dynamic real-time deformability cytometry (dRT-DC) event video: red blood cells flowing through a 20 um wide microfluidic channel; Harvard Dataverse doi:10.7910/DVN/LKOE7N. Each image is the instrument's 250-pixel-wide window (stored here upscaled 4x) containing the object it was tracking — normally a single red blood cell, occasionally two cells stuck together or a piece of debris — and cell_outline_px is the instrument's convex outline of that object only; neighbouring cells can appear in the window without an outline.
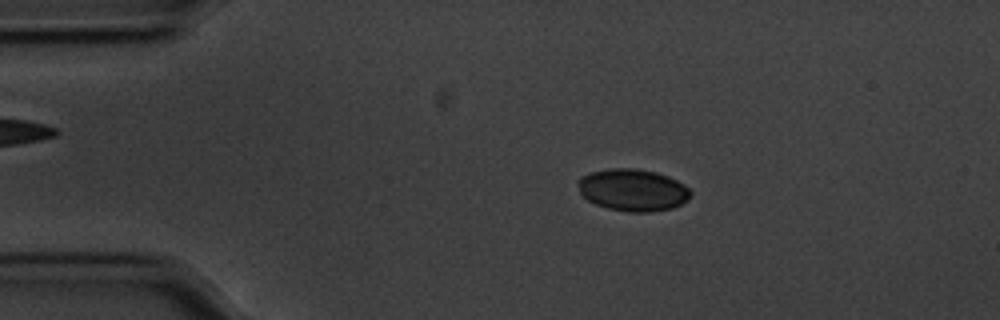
{"species": "common noctule bat (a hibernating species)", "species_latin": "Nyctalus noctula", "temperature_condition": "cold", "stored_images_in_passage": 56, "camera_frame_rate_fps": 3000, "um_per_image_px": 0.085, "animal": {"sex": "male", "body_mass_g": 20.1, "forearm_length_mm": 53.5}, "frame": {"image": 1, "passage_image": 10, "time_ms": 3.0, "image_size_px": [1000, 320], "cell_outline_px": [[692, 196], [688, 200], [672, 208], [648, 212], [628, 212], [608, 208], [596, 204], [588, 200], [580, 192], [576, 184], [576, 180], [580, 176], [592, 172], [612, 168], [632, 168], [656, 172], [668, 176], [684, 184], [692, 192]], "centroid_in_image_um": [53.78, 16.15], "position_along_channel_um": 31.2, "area_um2": 27.69}}
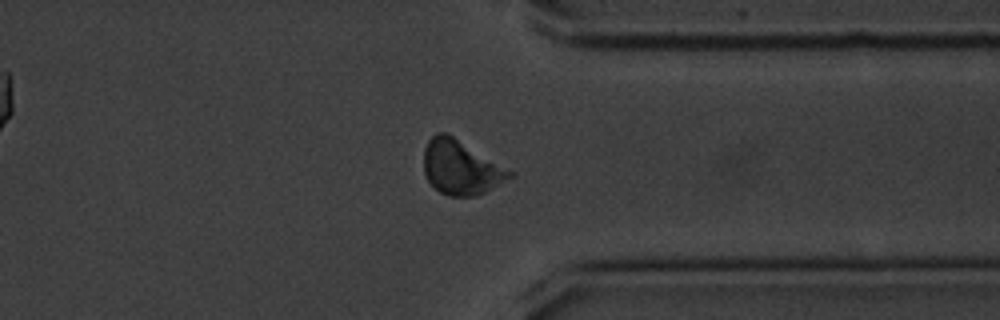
{"frame": {"image": 2, "passage_image": 43, "time_ms": 14.0, "image_size_px": [1000, 320], "cell_outline_px": [[516, 176], [476, 196], [448, 196], [440, 192], [428, 180], [424, 172], [424, 148], [428, 140], [436, 132], [444, 132], [452, 136], [516, 172]], "centroid_in_image_um": [39.21, 14.24], "position_along_channel_um": 372.2, "area_um2": 27.22}}
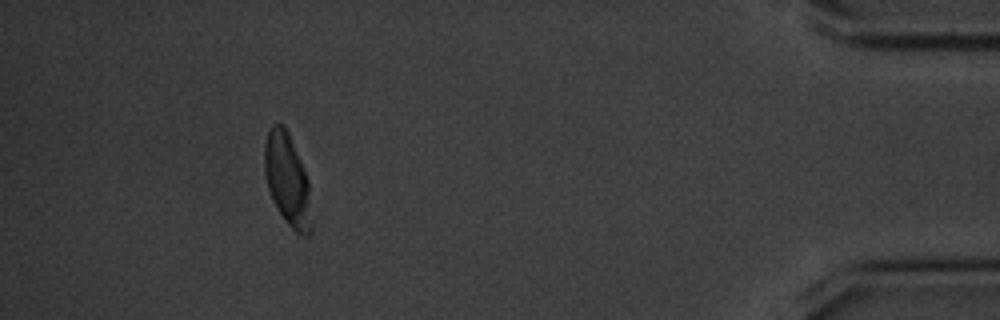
{"frame": {"image": 3, "passage_image": 51, "time_ms": 16.667, "image_size_px": [1000, 320], "cell_outline_px": [[312, 232], [308, 236], [300, 236], [284, 220], [276, 208], [272, 200], [268, 188], [264, 172], [264, 144], [268, 132], [272, 124], [280, 124], [288, 132], [308, 180], [312, 224]], "centroid_in_image_um": [24.42, 15.35], "position_along_channel_um": 410.8, "area_um2": 25.2}, "authors_computed_cell_mechanics": {"area_um2": 25.8655, "velocity_mm_per_s": 3.5244, "shape_relaxation_time_tau1_ms": 7.4711, "shape_relaxation_time_tau2_ms": null, "deformation_change_tau1": 0.1276, "deformation_change_tau2": null}}